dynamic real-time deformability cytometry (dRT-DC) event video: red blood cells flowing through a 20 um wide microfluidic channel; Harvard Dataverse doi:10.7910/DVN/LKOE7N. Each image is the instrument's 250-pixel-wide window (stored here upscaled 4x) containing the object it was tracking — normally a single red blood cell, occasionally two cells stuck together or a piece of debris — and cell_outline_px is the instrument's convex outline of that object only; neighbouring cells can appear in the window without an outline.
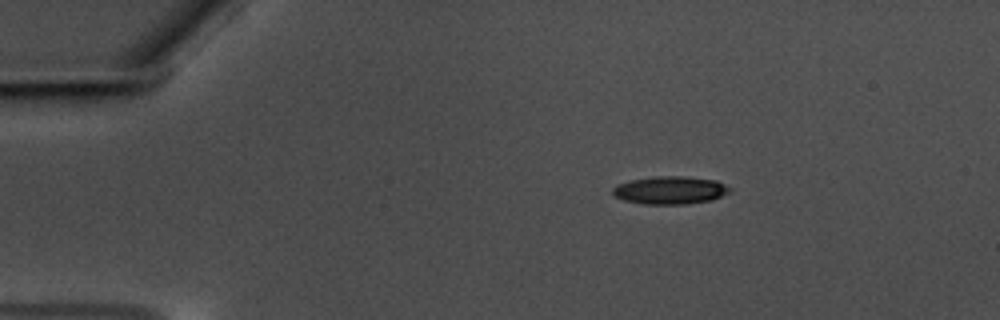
{"species": "common noctule bat (a hibernating species)", "species_latin": "Nyctalus noctula", "temperature_condition": "warm", "stored_images_in_passage": 49, "camera_frame_rate_fps": 3000, "um_per_image_px": 0.085, "animal": {"sex": "male", "body_mass_g": 17.5, "forearm_length_mm": 52.3}, "frame": {"image": 1, "passage_image": 1, "time_ms": 0.0, "image_size_px": [1000, 320], "cell_outline_px": [[732, 192], [712, 200], [684, 204], [644, 204], [624, 200], [616, 196], [612, 192], [612, 188], [616, 184], [628, 180], [656, 176], [684, 176], [716, 180], [732, 188]], "centroid_in_image_um": [56.97, 16.16], "position_along_channel_um": 28.0, "area_um2": 19.19}}
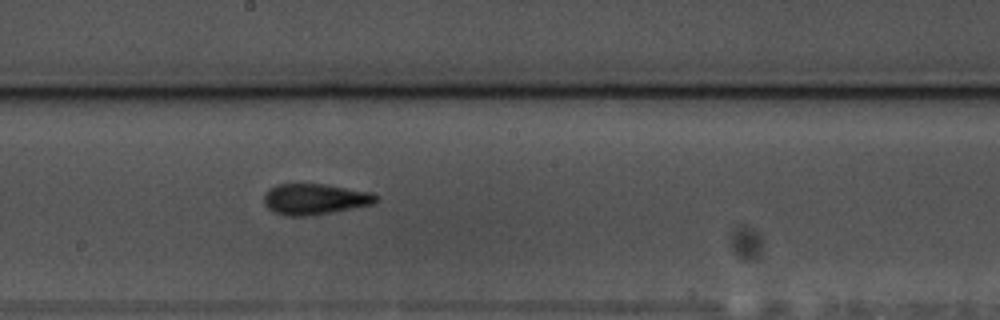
{"frame": {"image": 2, "passage_image": 23, "time_ms": 7.333, "image_size_px": [1000, 320], "cell_outline_px": [[380, 196], [372, 204], [332, 212], [304, 216], [284, 216], [272, 212], [264, 204], [264, 192], [268, 188], [276, 184], [324, 184], [372, 192]], "centroid_in_image_um": [26.71, 16.92], "position_along_channel_um": 221.5, "area_um2": 20.29}}
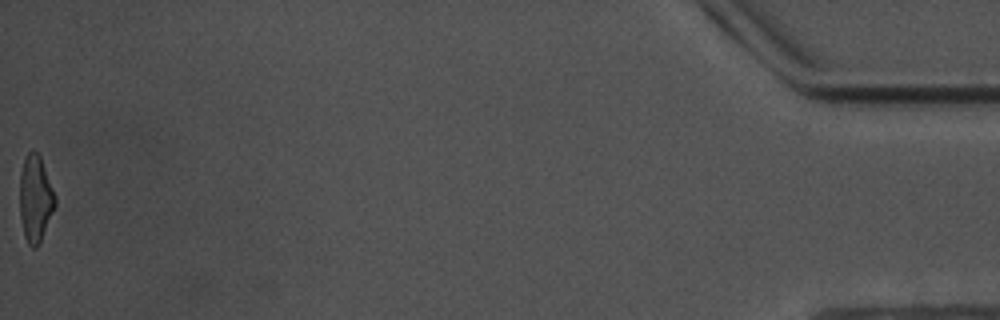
{"frame": {"image": 3, "passage_image": 49, "time_ms": 16.0, "image_size_px": [1000, 320], "cell_outline_px": [[56, 204], [40, 244], [36, 248], [32, 248], [28, 244], [24, 236], [20, 216], [20, 172], [24, 156], [32, 148], [40, 156], [56, 196]], "centroid_in_image_um": [3.0, 16.88], "position_along_channel_um": 432.2, "area_um2": 18.09}, "authors_computed_cell_mechanics": {"area_um2": 19.1896, "velocity_mm_per_s": 3.5556, "shape_relaxation_time_tau1_ms": 5.6512, "shape_relaxation_time_tau2_ms": 1.9387, "deformation_change_tau1": 0.1719, "deformation_change_tau2": 0.1037}}